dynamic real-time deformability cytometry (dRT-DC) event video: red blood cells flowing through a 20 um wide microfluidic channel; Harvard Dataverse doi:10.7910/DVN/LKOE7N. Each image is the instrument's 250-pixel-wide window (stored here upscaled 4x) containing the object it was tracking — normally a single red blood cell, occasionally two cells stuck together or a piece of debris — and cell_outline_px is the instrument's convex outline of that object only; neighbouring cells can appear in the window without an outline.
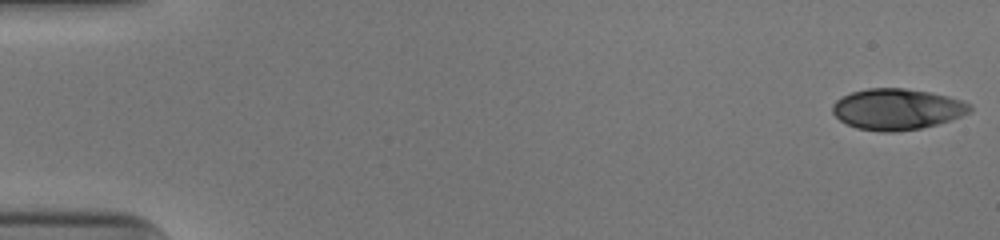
{"species": "human", "species_latin": "Homo sapiens", "temperature_condition": "cold", "stored_images_in_passage": 51, "camera_frame_rate_fps": 3000, "um_per_image_px": 0.085, "donor": {"sex": "male"}, "frame": {"image": 1, "passage_image": 1, "time_ms": 0.0, "image_size_px": [1000, 240], "cell_outline_px": [[972, 112], [936, 124], [920, 128], [892, 132], [880, 132], [856, 128], [840, 120], [832, 112], [832, 104], [836, 100], [852, 92], [868, 88], [904, 88], [928, 92], [948, 96], [960, 100], [968, 104], [972, 108]], "centroid_in_image_um": [76.22, 9.28], "position_along_channel_um": 8.8, "area_um2": 32.6}}
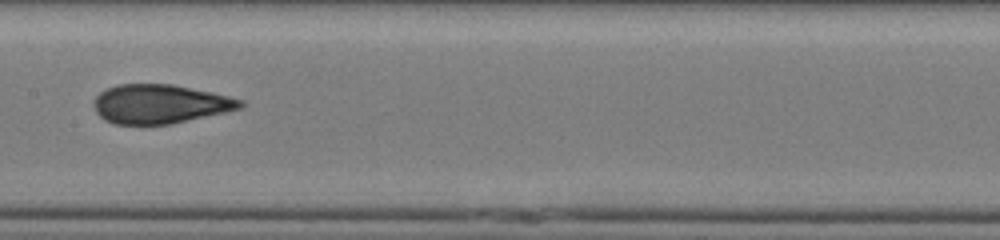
{"frame": {"image": 2, "passage_image": 27, "time_ms": 8.667, "image_size_px": [1000, 240], "cell_outline_px": [[244, 108], [168, 124], [116, 124], [104, 120], [96, 112], [92, 104], [92, 100], [104, 88], [116, 84], [172, 84], [212, 92], [244, 100]], "centroid_in_image_um": [13.57, 8.82], "position_along_channel_um": 193.8, "area_um2": 33.47}}
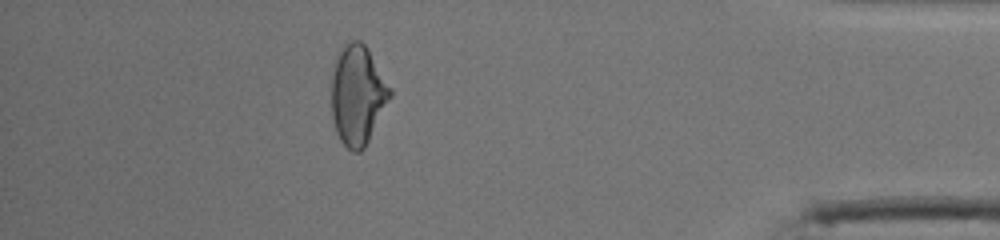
{"frame": {"image": 3, "passage_image": 46, "time_ms": 15.0, "image_size_px": [1000, 240], "cell_outline_px": [[392, 96], [364, 148], [360, 152], [352, 152], [340, 140], [336, 132], [332, 116], [332, 72], [340, 48], [352, 40], [360, 40], [368, 48], [392, 88]], "centroid_in_image_um": [30.41, 8.07], "position_along_channel_um": 404.8, "area_um2": 34.04}, "authors_computed_cell_mechanics": {"area_um2": 33.1194, "velocity_mm_per_s": 3.9845, "shape_relaxation_time_tau1_ms": 8.8367, "shape_relaxation_time_tau2_ms": 1.2448, "deformation_change_tau1": 0.2391, "deformation_change_tau2": 0.083}}